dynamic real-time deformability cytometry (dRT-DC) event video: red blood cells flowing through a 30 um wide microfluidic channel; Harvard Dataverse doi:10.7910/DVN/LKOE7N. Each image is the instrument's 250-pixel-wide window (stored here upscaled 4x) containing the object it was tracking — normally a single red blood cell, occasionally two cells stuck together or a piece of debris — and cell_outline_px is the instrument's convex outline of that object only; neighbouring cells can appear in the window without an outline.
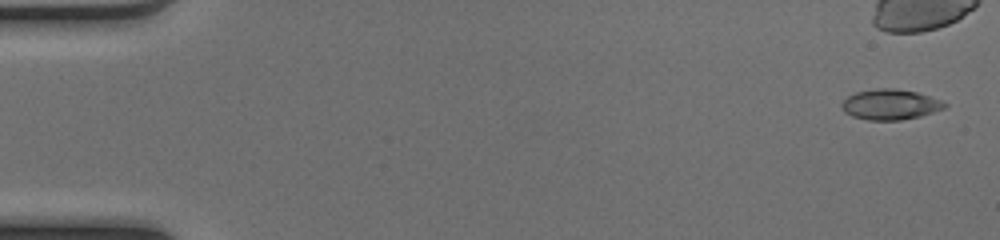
{"species": "common noctule bat (a hibernating species)", "species_latin": "Nyctalus noctula", "temperature_condition": "cold", "stored_images_in_passage": 39, "camera_frame_rate_fps": 3000, "um_per_image_px": 0.085, "animal": {"sex": "female", "body_mass_g": 17.0, "forearm_length_mm": 48.0}, "frame": {"image": 1, "passage_image": 1, "time_ms": 0.0, "image_size_px": [1000, 240], "cell_outline_px": [[948, 104], [944, 108], [920, 116], [900, 120], [868, 120], [852, 116], [844, 112], [840, 108], [840, 104], [848, 96], [856, 92], [876, 88], [892, 88], [916, 92], [940, 100]], "centroid_in_image_um": [75.62, 8.88], "position_along_channel_um": 9.4, "area_um2": 18.15}}